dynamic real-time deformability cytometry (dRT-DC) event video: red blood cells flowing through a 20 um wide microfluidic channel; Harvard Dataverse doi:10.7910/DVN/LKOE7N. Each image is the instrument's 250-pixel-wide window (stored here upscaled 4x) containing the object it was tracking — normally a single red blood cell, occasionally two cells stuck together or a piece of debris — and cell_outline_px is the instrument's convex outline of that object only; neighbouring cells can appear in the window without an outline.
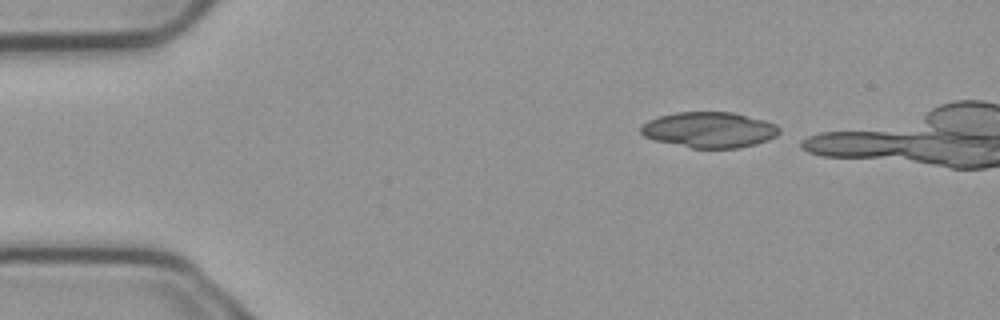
{"species": "common noctule bat (a hibernating species)", "species_latin": "Nyctalus noctula", "temperature_condition": "cold", "stored_images_in_passage": 3, "camera_frame_rate_fps": 3000, "um_per_image_px": 0.085, "animal": {"sex": "male", "body_mass_g": 23.1, "forearm_length_mm": 52.7}, "frame": {"image": 1, "passage_image": 1, "time_ms": 0.0, "image_size_px": [1000, 320], "cell_outline_px": [[780, 132], [776, 136], [768, 140], [756, 144], [736, 148], [692, 148], [656, 140], [644, 136], [640, 132], [640, 124], [648, 120], [660, 116], [676, 112], [732, 112], [764, 120], [776, 124], [780, 128]], "centroid_in_image_um": [60.29, 11.03], "position_along_channel_um": 24.7, "area_um2": 28.78}}